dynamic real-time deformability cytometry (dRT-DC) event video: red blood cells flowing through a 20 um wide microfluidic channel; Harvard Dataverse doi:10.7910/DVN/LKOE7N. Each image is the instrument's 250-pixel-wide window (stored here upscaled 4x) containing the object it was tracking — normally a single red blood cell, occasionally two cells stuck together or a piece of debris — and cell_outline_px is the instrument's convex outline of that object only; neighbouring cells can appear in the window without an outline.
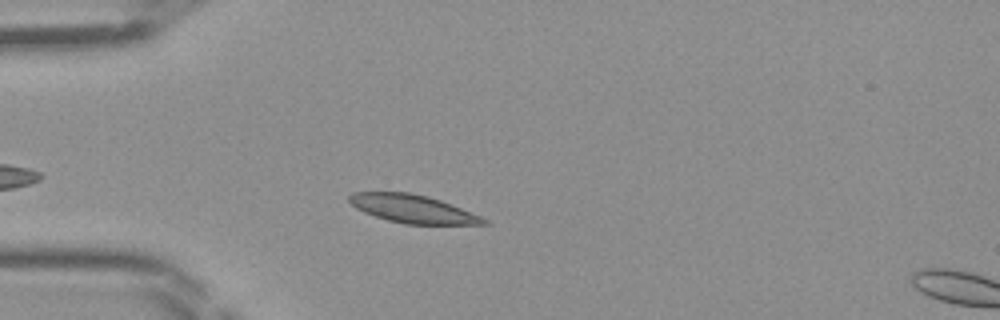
{"species": "Egyptian fruit bat (a non-hibernating species)", "species_latin": "Rousettus aegyptiacus", "temperature_condition": "room temperature", "stored_images_in_passage": 40, "camera_frame_rate_fps": 3000, "um_per_image_px": 0.085, "frame": {"image": 1, "passage_image": 6, "time_ms": 1.667, "image_size_px": [1000, 320], "cell_outline_px": [[492, 224], [404, 224], [388, 220], [364, 212], [356, 208], [348, 200], [348, 196], [352, 192], [408, 192], [428, 196], [440, 200], [480, 216], [488, 220]], "centroid_in_image_um": [35.06, 17.75], "position_along_channel_um": 49.9, "area_um2": 21.85}}
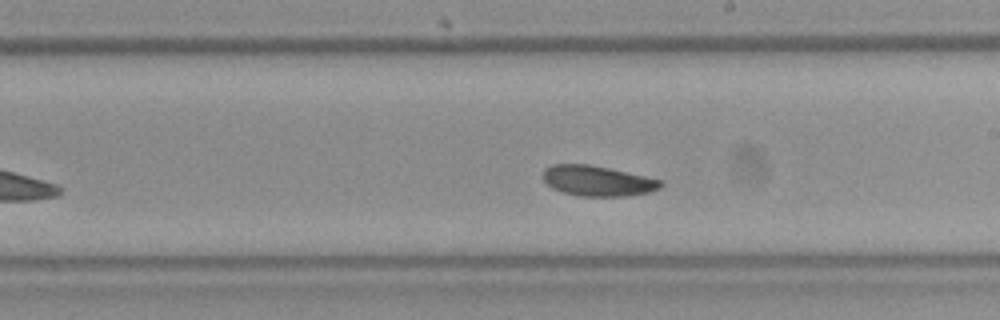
{"frame": {"image": 2, "passage_image": 20, "time_ms": 6.333, "image_size_px": [1000, 320], "cell_outline_px": [[664, 184], [660, 188], [648, 192], [624, 196], [580, 196], [564, 192], [552, 188], [544, 180], [544, 168], [552, 164], [588, 164], [608, 168], [664, 180]], "centroid_in_image_um": [50.81, 15.37], "position_along_channel_um": 238.2, "area_um2": 20.69}}
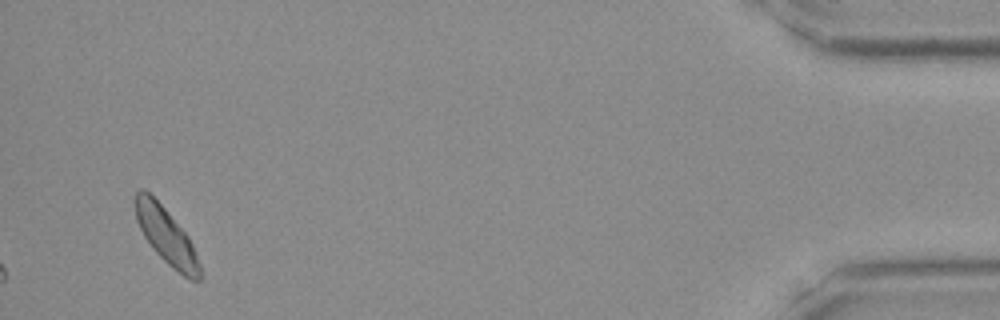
{"frame": {"image": 3, "passage_image": 38, "time_ms": 12.333, "image_size_px": [1000, 320], "cell_outline_px": [[200, 280], [188, 280], [172, 268], [156, 252], [144, 236], [136, 220], [132, 200], [136, 192], [140, 188], [144, 188], [168, 212], [188, 236], [196, 252], [200, 264]], "centroid_in_image_um": [14.1, 20.03], "position_along_channel_um": 421.1, "area_um2": 21.21}}